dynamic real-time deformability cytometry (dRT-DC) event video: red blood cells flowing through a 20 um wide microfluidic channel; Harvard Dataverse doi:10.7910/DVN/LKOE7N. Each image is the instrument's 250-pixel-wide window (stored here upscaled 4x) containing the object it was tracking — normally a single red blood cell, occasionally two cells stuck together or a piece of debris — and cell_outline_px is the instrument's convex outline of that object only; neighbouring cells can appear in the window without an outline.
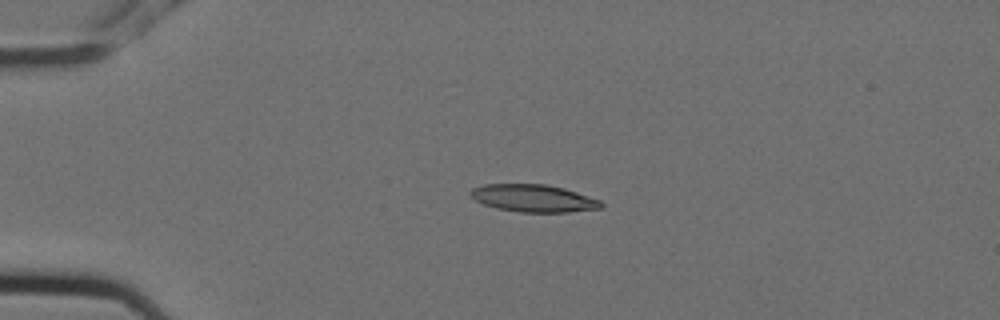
{"species": "Egyptian fruit bat (a non-hibernating species)", "species_latin": "Rousettus aegyptiacus", "temperature_condition": "cold", "stored_images_in_passage": 2, "camera_frame_rate_fps": 3000, "um_per_image_px": 0.085, "animal": {"sex": "female"}, "frame": {"image": 1, "passage_image": 2, "time_ms": 0.333, "image_size_px": [1000, 320], "cell_outline_px": [[604, 208], [568, 212], [520, 212], [496, 208], [484, 204], [476, 200], [468, 192], [472, 188], [484, 184], [544, 184], [564, 188], [600, 200], [604, 204]], "centroid_in_image_um": [45.36, 16.85], "position_along_channel_um": 39.6, "area_um2": 20.87}}